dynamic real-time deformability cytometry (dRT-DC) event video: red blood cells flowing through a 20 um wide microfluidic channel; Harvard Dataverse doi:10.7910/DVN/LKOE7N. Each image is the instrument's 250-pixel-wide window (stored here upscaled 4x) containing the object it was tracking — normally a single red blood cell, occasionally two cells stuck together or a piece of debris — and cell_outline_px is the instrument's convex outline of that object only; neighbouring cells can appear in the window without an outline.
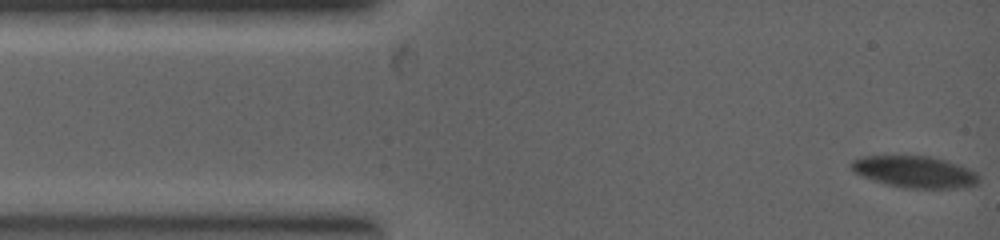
{"species": "common noctule bat (a hibernating species)", "species_latin": "Nyctalus noctula", "temperature_condition": "warm", "stored_images_in_passage": 4, "camera_frame_rate_fps": 5000, "um_per_image_px": 0.085, "animal": {"sex": "female", "body_mass_g": 19.0, "forearm_length_mm": 53.3}, "frame": {"image": 1, "passage_image": 1, "time_ms": 0.0, "image_size_px": [1000, 240], "cell_outline_px": [[980, 176], [976, 184], [964, 188], [904, 188], [888, 184], [860, 176], [852, 172], [848, 164], [852, 160], [864, 156], [932, 156], [960, 164], [976, 172]], "centroid_in_image_um": [77.74, 14.6], "position_along_channel_um": 7.3, "area_um2": 23.81}}